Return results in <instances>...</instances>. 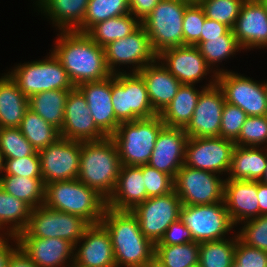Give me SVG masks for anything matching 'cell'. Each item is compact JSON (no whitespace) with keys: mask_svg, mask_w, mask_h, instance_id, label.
Returning a JSON list of instances; mask_svg holds the SVG:
<instances>
[{"mask_svg":"<svg viewBox=\"0 0 267 267\" xmlns=\"http://www.w3.org/2000/svg\"><path fill=\"white\" fill-rule=\"evenodd\" d=\"M74 251V261L84 266L116 267L110 234L101 223L85 230Z\"/></svg>","mask_w":267,"mask_h":267,"instance_id":"cell-22","label":"cell"},{"mask_svg":"<svg viewBox=\"0 0 267 267\" xmlns=\"http://www.w3.org/2000/svg\"><path fill=\"white\" fill-rule=\"evenodd\" d=\"M31 210L27 203L10 195L0 186V230L2 231L0 233L2 235L17 236L24 231L28 226Z\"/></svg>","mask_w":267,"mask_h":267,"instance_id":"cell-32","label":"cell"},{"mask_svg":"<svg viewBox=\"0 0 267 267\" xmlns=\"http://www.w3.org/2000/svg\"><path fill=\"white\" fill-rule=\"evenodd\" d=\"M138 74L145 82L148 98L157 114H160L172 101L182 85L158 59L146 65Z\"/></svg>","mask_w":267,"mask_h":267,"instance_id":"cell-27","label":"cell"},{"mask_svg":"<svg viewBox=\"0 0 267 267\" xmlns=\"http://www.w3.org/2000/svg\"><path fill=\"white\" fill-rule=\"evenodd\" d=\"M76 88L85 97L96 126L107 137H111L120 124L111 101V76L101 81L82 83Z\"/></svg>","mask_w":267,"mask_h":267,"instance_id":"cell-24","label":"cell"},{"mask_svg":"<svg viewBox=\"0 0 267 267\" xmlns=\"http://www.w3.org/2000/svg\"><path fill=\"white\" fill-rule=\"evenodd\" d=\"M36 151L18 127L0 128V153L3 159L26 157Z\"/></svg>","mask_w":267,"mask_h":267,"instance_id":"cell-41","label":"cell"},{"mask_svg":"<svg viewBox=\"0 0 267 267\" xmlns=\"http://www.w3.org/2000/svg\"><path fill=\"white\" fill-rule=\"evenodd\" d=\"M201 91L194 85L182 84L172 101L159 114L165 126L186 128L192 119Z\"/></svg>","mask_w":267,"mask_h":267,"instance_id":"cell-31","label":"cell"},{"mask_svg":"<svg viewBox=\"0 0 267 267\" xmlns=\"http://www.w3.org/2000/svg\"><path fill=\"white\" fill-rule=\"evenodd\" d=\"M234 261L240 267H267V251L246 245L237 235Z\"/></svg>","mask_w":267,"mask_h":267,"instance_id":"cell-49","label":"cell"},{"mask_svg":"<svg viewBox=\"0 0 267 267\" xmlns=\"http://www.w3.org/2000/svg\"><path fill=\"white\" fill-rule=\"evenodd\" d=\"M18 128L37 151L53 144L61 137L59 129L30 108L25 112Z\"/></svg>","mask_w":267,"mask_h":267,"instance_id":"cell-36","label":"cell"},{"mask_svg":"<svg viewBox=\"0 0 267 267\" xmlns=\"http://www.w3.org/2000/svg\"><path fill=\"white\" fill-rule=\"evenodd\" d=\"M144 184L147 197L162 196L174 190V181L168 174L150 167L148 164L142 165Z\"/></svg>","mask_w":267,"mask_h":267,"instance_id":"cell-48","label":"cell"},{"mask_svg":"<svg viewBox=\"0 0 267 267\" xmlns=\"http://www.w3.org/2000/svg\"><path fill=\"white\" fill-rule=\"evenodd\" d=\"M45 184L78 178L81 142L60 137L38 151Z\"/></svg>","mask_w":267,"mask_h":267,"instance_id":"cell-16","label":"cell"},{"mask_svg":"<svg viewBox=\"0 0 267 267\" xmlns=\"http://www.w3.org/2000/svg\"><path fill=\"white\" fill-rule=\"evenodd\" d=\"M90 224L83 218L40 205L31 210L27 228L17 237L60 238L73 246Z\"/></svg>","mask_w":267,"mask_h":267,"instance_id":"cell-9","label":"cell"},{"mask_svg":"<svg viewBox=\"0 0 267 267\" xmlns=\"http://www.w3.org/2000/svg\"><path fill=\"white\" fill-rule=\"evenodd\" d=\"M160 0H128L130 13L140 22L157 6Z\"/></svg>","mask_w":267,"mask_h":267,"instance_id":"cell-52","label":"cell"},{"mask_svg":"<svg viewBox=\"0 0 267 267\" xmlns=\"http://www.w3.org/2000/svg\"><path fill=\"white\" fill-rule=\"evenodd\" d=\"M88 3L89 0H36L35 4L56 29L73 31L83 22Z\"/></svg>","mask_w":267,"mask_h":267,"instance_id":"cell-28","label":"cell"},{"mask_svg":"<svg viewBox=\"0 0 267 267\" xmlns=\"http://www.w3.org/2000/svg\"><path fill=\"white\" fill-rule=\"evenodd\" d=\"M28 109V97L11 76L5 73L0 77V128L19 127Z\"/></svg>","mask_w":267,"mask_h":267,"instance_id":"cell-30","label":"cell"},{"mask_svg":"<svg viewBox=\"0 0 267 267\" xmlns=\"http://www.w3.org/2000/svg\"><path fill=\"white\" fill-rule=\"evenodd\" d=\"M188 138L184 128L164 126L158 134L148 165L174 179L184 165Z\"/></svg>","mask_w":267,"mask_h":267,"instance_id":"cell-20","label":"cell"},{"mask_svg":"<svg viewBox=\"0 0 267 267\" xmlns=\"http://www.w3.org/2000/svg\"><path fill=\"white\" fill-rule=\"evenodd\" d=\"M3 173L30 178H42L41 160L38 151L21 158L3 159Z\"/></svg>","mask_w":267,"mask_h":267,"instance_id":"cell-46","label":"cell"},{"mask_svg":"<svg viewBox=\"0 0 267 267\" xmlns=\"http://www.w3.org/2000/svg\"><path fill=\"white\" fill-rule=\"evenodd\" d=\"M129 13L128 0H89L84 20L75 31L86 33L99 22Z\"/></svg>","mask_w":267,"mask_h":267,"instance_id":"cell-39","label":"cell"},{"mask_svg":"<svg viewBox=\"0 0 267 267\" xmlns=\"http://www.w3.org/2000/svg\"><path fill=\"white\" fill-rule=\"evenodd\" d=\"M206 18L223 23L233 29L245 0H197Z\"/></svg>","mask_w":267,"mask_h":267,"instance_id":"cell-42","label":"cell"},{"mask_svg":"<svg viewBox=\"0 0 267 267\" xmlns=\"http://www.w3.org/2000/svg\"><path fill=\"white\" fill-rule=\"evenodd\" d=\"M59 33L50 52L61 62L75 87L112 75L106 65L104 47L83 32L73 30Z\"/></svg>","mask_w":267,"mask_h":267,"instance_id":"cell-1","label":"cell"},{"mask_svg":"<svg viewBox=\"0 0 267 267\" xmlns=\"http://www.w3.org/2000/svg\"><path fill=\"white\" fill-rule=\"evenodd\" d=\"M181 207L182 202L173 190L162 196L147 198L131 212L137 217L144 236L156 244L166 229L180 218Z\"/></svg>","mask_w":267,"mask_h":267,"instance_id":"cell-13","label":"cell"},{"mask_svg":"<svg viewBox=\"0 0 267 267\" xmlns=\"http://www.w3.org/2000/svg\"><path fill=\"white\" fill-rule=\"evenodd\" d=\"M192 241L194 240L190 230L179 218L166 229L163 237L155 245H180Z\"/></svg>","mask_w":267,"mask_h":267,"instance_id":"cell-50","label":"cell"},{"mask_svg":"<svg viewBox=\"0 0 267 267\" xmlns=\"http://www.w3.org/2000/svg\"><path fill=\"white\" fill-rule=\"evenodd\" d=\"M164 126L159 114L150 118L121 122L111 136L116 143L121 165L148 164L158 134Z\"/></svg>","mask_w":267,"mask_h":267,"instance_id":"cell-5","label":"cell"},{"mask_svg":"<svg viewBox=\"0 0 267 267\" xmlns=\"http://www.w3.org/2000/svg\"><path fill=\"white\" fill-rule=\"evenodd\" d=\"M200 243L188 242L180 245H155L154 257L166 267H197Z\"/></svg>","mask_w":267,"mask_h":267,"instance_id":"cell-38","label":"cell"},{"mask_svg":"<svg viewBox=\"0 0 267 267\" xmlns=\"http://www.w3.org/2000/svg\"><path fill=\"white\" fill-rule=\"evenodd\" d=\"M141 22L131 13L109 18L92 26L86 34L99 46L122 39L134 32Z\"/></svg>","mask_w":267,"mask_h":267,"instance_id":"cell-35","label":"cell"},{"mask_svg":"<svg viewBox=\"0 0 267 267\" xmlns=\"http://www.w3.org/2000/svg\"><path fill=\"white\" fill-rule=\"evenodd\" d=\"M264 90H265V93H266V99H267V81H266V83H265V81H264Z\"/></svg>","mask_w":267,"mask_h":267,"instance_id":"cell-61","label":"cell"},{"mask_svg":"<svg viewBox=\"0 0 267 267\" xmlns=\"http://www.w3.org/2000/svg\"><path fill=\"white\" fill-rule=\"evenodd\" d=\"M243 223L244 226L237 232L238 238L248 246L267 251V215Z\"/></svg>","mask_w":267,"mask_h":267,"instance_id":"cell-45","label":"cell"},{"mask_svg":"<svg viewBox=\"0 0 267 267\" xmlns=\"http://www.w3.org/2000/svg\"><path fill=\"white\" fill-rule=\"evenodd\" d=\"M7 237V238H6ZM11 238V239H10ZM13 240V245L8 242ZM19 248V243L16 235H1L0 236V267H8V263L12 254Z\"/></svg>","mask_w":267,"mask_h":267,"instance_id":"cell-53","label":"cell"},{"mask_svg":"<svg viewBox=\"0 0 267 267\" xmlns=\"http://www.w3.org/2000/svg\"><path fill=\"white\" fill-rule=\"evenodd\" d=\"M259 216L267 215V185L257 181Z\"/></svg>","mask_w":267,"mask_h":267,"instance_id":"cell-55","label":"cell"},{"mask_svg":"<svg viewBox=\"0 0 267 267\" xmlns=\"http://www.w3.org/2000/svg\"><path fill=\"white\" fill-rule=\"evenodd\" d=\"M143 267H166V266L163 263H161L157 258L153 257Z\"/></svg>","mask_w":267,"mask_h":267,"instance_id":"cell-56","label":"cell"},{"mask_svg":"<svg viewBox=\"0 0 267 267\" xmlns=\"http://www.w3.org/2000/svg\"><path fill=\"white\" fill-rule=\"evenodd\" d=\"M190 0H160L150 14L141 21L153 51L183 46V16Z\"/></svg>","mask_w":267,"mask_h":267,"instance_id":"cell-6","label":"cell"},{"mask_svg":"<svg viewBox=\"0 0 267 267\" xmlns=\"http://www.w3.org/2000/svg\"><path fill=\"white\" fill-rule=\"evenodd\" d=\"M198 99L193 116L185 132L189 138L219 137L225 97L216 83L217 75H211Z\"/></svg>","mask_w":267,"mask_h":267,"instance_id":"cell-17","label":"cell"},{"mask_svg":"<svg viewBox=\"0 0 267 267\" xmlns=\"http://www.w3.org/2000/svg\"><path fill=\"white\" fill-rule=\"evenodd\" d=\"M230 267H240L239 264H237L235 261H233L232 265Z\"/></svg>","mask_w":267,"mask_h":267,"instance_id":"cell-62","label":"cell"},{"mask_svg":"<svg viewBox=\"0 0 267 267\" xmlns=\"http://www.w3.org/2000/svg\"><path fill=\"white\" fill-rule=\"evenodd\" d=\"M224 34H234L233 30L220 22L206 18L201 32V42L210 41V39L220 38Z\"/></svg>","mask_w":267,"mask_h":267,"instance_id":"cell-51","label":"cell"},{"mask_svg":"<svg viewBox=\"0 0 267 267\" xmlns=\"http://www.w3.org/2000/svg\"><path fill=\"white\" fill-rule=\"evenodd\" d=\"M83 94L75 87L69 92L64 109L60 136L65 139L88 142L107 136L96 126Z\"/></svg>","mask_w":267,"mask_h":267,"instance_id":"cell-19","label":"cell"},{"mask_svg":"<svg viewBox=\"0 0 267 267\" xmlns=\"http://www.w3.org/2000/svg\"><path fill=\"white\" fill-rule=\"evenodd\" d=\"M206 16L200 4L192 1L183 16V46H196L201 42V32Z\"/></svg>","mask_w":267,"mask_h":267,"instance_id":"cell-44","label":"cell"},{"mask_svg":"<svg viewBox=\"0 0 267 267\" xmlns=\"http://www.w3.org/2000/svg\"><path fill=\"white\" fill-rule=\"evenodd\" d=\"M248 115L236 105L225 102L221 117L219 137L235 141Z\"/></svg>","mask_w":267,"mask_h":267,"instance_id":"cell-47","label":"cell"},{"mask_svg":"<svg viewBox=\"0 0 267 267\" xmlns=\"http://www.w3.org/2000/svg\"><path fill=\"white\" fill-rule=\"evenodd\" d=\"M17 240L37 267H68L74 260V246L64 239L17 237Z\"/></svg>","mask_w":267,"mask_h":267,"instance_id":"cell-23","label":"cell"},{"mask_svg":"<svg viewBox=\"0 0 267 267\" xmlns=\"http://www.w3.org/2000/svg\"><path fill=\"white\" fill-rule=\"evenodd\" d=\"M235 142L223 137L188 138L184 165L220 176L228 173Z\"/></svg>","mask_w":267,"mask_h":267,"instance_id":"cell-15","label":"cell"},{"mask_svg":"<svg viewBox=\"0 0 267 267\" xmlns=\"http://www.w3.org/2000/svg\"><path fill=\"white\" fill-rule=\"evenodd\" d=\"M44 205L73 214L90 225L99 224L107 207L106 199L78 179L45 184Z\"/></svg>","mask_w":267,"mask_h":267,"instance_id":"cell-4","label":"cell"},{"mask_svg":"<svg viewBox=\"0 0 267 267\" xmlns=\"http://www.w3.org/2000/svg\"><path fill=\"white\" fill-rule=\"evenodd\" d=\"M216 83L221 88L225 101L240 107L248 116L267 115V99L264 83L234 71L217 75Z\"/></svg>","mask_w":267,"mask_h":267,"instance_id":"cell-14","label":"cell"},{"mask_svg":"<svg viewBox=\"0 0 267 267\" xmlns=\"http://www.w3.org/2000/svg\"><path fill=\"white\" fill-rule=\"evenodd\" d=\"M71 90H48L29 97V108L46 122L61 130L64 122V109Z\"/></svg>","mask_w":267,"mask_h":267,"instance_id":"cell-33","label":"cell"},{"mask_svg":"<svg viewBox=\"0 0 267 267\" xmlns=\"http://www.w3.org/2000/svg\"><path fill=\"white\" fill-rule=\"evenodd\" d=\"M225 180L219 174L183 165L173 179L174 191L182 205L224 202Z\"/></svg>","mask_w":267,"mask_h":267,"instance_id":"cell-11","label":"cell"},{"mask_svg":"<svg viewBox=\"0 0 267 267\" xmlns=\"http://www.w3.org/2000/svg\"><path fill=\"white\" fill-rule=\"evenodd\" d=\"M196 46L205 58L208 66H212L211 70L217 63L220 64L222 60L224 61V59L226 60L232 55L234 57L235 53L242 49L234 34H224L220 38L199 42Z\"/></svg>","mask_w":267,"mask_h":267,"instance_id":"cell-40","label":"cell"},{"mask_svg":"<svg viewBox=\"0 0 267 267\" xmlns=\"http://www.w3.org/2000/svg\"><path fill=\"white\" fill-rule=\"evenodd\" d=\"M180 219L190 230L194 242L198 243L225 239L235 227L224 202L182 205Z\"/></svg>","mask_w":267,"mask_h":267,"instance_id":"cell-10","label":"cell"},{"mask_svg":"<svg viewBox=\"0 0 267 267\" xmlns=\"http://www.w3.org/2000/svg\"><path fill=\"white\" fill-rule=\"evenodd\" d=\"M266 164V147H242L235 145L226 179L260 181Z\"/></svg>","mask_w":267,"mask_h":267,"instance_id":"cell-29","label":"cell"},{"mask_svg":"<svg viewBox=\"0 0 267 267\" xmlns=\"http://www.w3.org/2000/svg\"><path fill=\"white\" fill-rule=\"evenodd\" d=\"M0 186L10 195L24 201L32 209L44 204L45 183L42 178L1 174Z\"/></svg>","mask_w":267,"mask_h":267,"instance_id":"cell-34","label":"cell"},{"mask_svg":"<svg viewBox=\"0 0 267 267\" xmlns=\"http://www.w3.org/2000/svg\"><path fill=\"white\" fill-rule=\"evenodd\" d=\"M234 142L242 147H267V115L248 116Z\"/></svg>","mask_w":267,"mask_h":267,"instance_id":"cell-43","label":"cell"},{"mask_svg":"<svg viewBox=\"0 0 267 267\" xmlns=\"http://www.w3.org/2000/svg\"><path fill=\"white\" fill-rule=\"evenodd\" d=\"M236 244L237 233L230 238L201 242L198 267H230L234 261Z\"/></svg>","mask_w":267,"mask_h":267,"instance_id":"cell-37","label":"cell"},{"mask_svg":"<svg viewBox=\"0 0 267 267\" xmlns=\"http://www.w3.org/2000/svg\"><path fill=\"white\" fill-rule=\"evenodd\" d=\"M126 72L111 75V101L116 119L121 123L157 115L142 77Z\"/></svg>","mask_w":267,"mask_h":267,"instance_id":"cell-8","label":"cell"},{"mask_svg":"<svg viewBox=\"0 0 267 267\" xmlns=\"http://www.w3.org/2000/svg\"><path fill=\"white\" fill-rule=\"evenodd\" d=\"M147 198L142 165H121L115 189L106 200L107 207L118 211H132Z\"/></svg>","mask_w":267,"mask_h":267,"instance_id":"cell-26","label":"cell"},{"mask_svg":"<svg viewBox=\"0 0 267 267\" xmlns=\"http://www.w3.org/2000/svg\"><path fill=\"white\" fill-rule=\"evenodd\" d=\"M120 167L118 149L111 137L81 142L77 179L95 189L106 200L115 189Z\"/></svg>","mask_w":267,"mask_h":267,"instance_id":"cell-3","label":"cell"},{"mask_svg":"<svg viewBox=\"0 0 267 267\" xmlns=\"http://www.w3.org/2000/svg\"><path fill=\"white\" fill-rule=\"evenodd\" d=\"M232 30L243 50L267 46V13L260 0H245Z\"/></svg>","mask_w":267,"mask_h":267,"instance_id":"cell-21","label":"cell"},{"mask_svg":"<svg viewBox=\"0 0 267 267\" xmlns=\"http://www.w3.org/2000/svg\"><path fill=\"white\" fill-rule=\"evenodd\" d=\"M224 204L234 226L259 216L257 181L226 179Z\"/></svg>","mask_w":267,"mask_h":267,"instance_id":"cell-25","label":"cell"},{"mask_svg":"<svg viewBox=\"0 0 267 267\" xmlns=\"http://www.w3.org/2000/svg\"><path fill=\"white\" fill-rule=\"evenodd\" d=\"M100 223L110 234L116 267H143L154 257L155 244L141 232L131 211L106 207Z\"/></svg>","mask_w":267,"mask_h":267,"instance_id":"cell-2","label":"cell"},{"mask_svg":"<svg viewBox=\"0 0 267 267\" xmlns=\"http://www.w3.org/2000/svg\"><path fill=\"white\" fill-rule=\"evenodd\" d=\"M260 2L264 5L266 13H267V0H260Z\"/></svg>","mask_w":267,"mask_h":267,"instance_id":"cell-60","label":"cell"},{"mask_svg":"<svg viewBox=\"0 0 267 267\" xmlns=\"http://www.w3.org/2000/svg\"><path fill=\"white\" fill-rule=\"evenodd\" d=\"M104 52L106 65L112 74L121 73L119 66L123 64L132 65L130 73H138L146 65L157 59V54L151 47L146 29L142 25L130 35L107 44L104 47Z\"/></svg>","mask_w":267,"mask_h":267,"instance_id":"cell-12","label":"cell"},{"mask_svg":"<svg viewBox=\"0 0 267 267\" xmlns=\"http://www.w3.org/2000/svg\"><path fill=\"white\" fill-rule=\"evenodd\" d=\"M68 267H88V266H84L82 264H79L77 262H75L74 260L71 262V264Z\"/></svg>","mask_w":267,"mask_h":267,"instance_id":"cell-58","label":"cell"},{"mask_svg":"<svg viewBox=\"0 0 267 267\" xmlns=\"http://www.w3.org/2000/svg\"><path fill=\"white\" fill-rule=\"evenodd\" d=\"M8 267H37V266L19 247L10 257Z\"/></svg>","mask_w":267,"mask_h":267,"instance_id":"cell-54","label":"cell"},{"mask_svg":"<svg viewBox=\"0 0 267 267\" xmlns=\"http://www.w3.org/2000/svg\"><path fill=\"white\" fill-rule=\"evenodd\" d=\"M3 164H4V161H3V158L1 156V153H0V174L3 173ZM2 175H0V178H1Z\"/></svg>","mask_w":267,"mask_h":267,"instance_id":"cell-59","label":"cell"},{"mask_svg":"<svg viewBox=\"0 0 267 267\" xmlns=\"http://www.w3.org/2000/svg\"><path fill=\"white\" fill-rule=\"evenodd\" d=\"M49 54L45 59L20 63L7 72L28 98L43 91L75 88L61 62L52 52Z\"/></svg>","mask_w":267,"mask_h":267,"instance_id":"cell-7","label":"cell"},{"mask_svg":"<svg viewBox=\"0 0 267 267\" xmlns=\"http://www.w3.org/2000/svg\"><path fill=\"white\" fill-rule=\"evenodd\" d=\"M157 59L181 84L195 85L211 72L213 75H218L228 71L218 68H214L213 71L210 70L211 68L197 46L171 47L161 51L157 55Z\"/></svg>","mask_w":267,"mask_h":267,"instance_id":"cell-18","label":"cell"},{"mask_svg":"<svg viewBox=\"0 0 267 267\" xmlns=\"http://www.w3.org/2000/svg\"><path fill=\"white\" fill-rule=\"evenodd\" d=\"M260 182L267 185V164L265 167L264 174H263L262 178L260 179Z\"/></svg>","mask_w":267,"mask_h":267,"instance_id":"cell-57","label":"cell"}]
</instances>
